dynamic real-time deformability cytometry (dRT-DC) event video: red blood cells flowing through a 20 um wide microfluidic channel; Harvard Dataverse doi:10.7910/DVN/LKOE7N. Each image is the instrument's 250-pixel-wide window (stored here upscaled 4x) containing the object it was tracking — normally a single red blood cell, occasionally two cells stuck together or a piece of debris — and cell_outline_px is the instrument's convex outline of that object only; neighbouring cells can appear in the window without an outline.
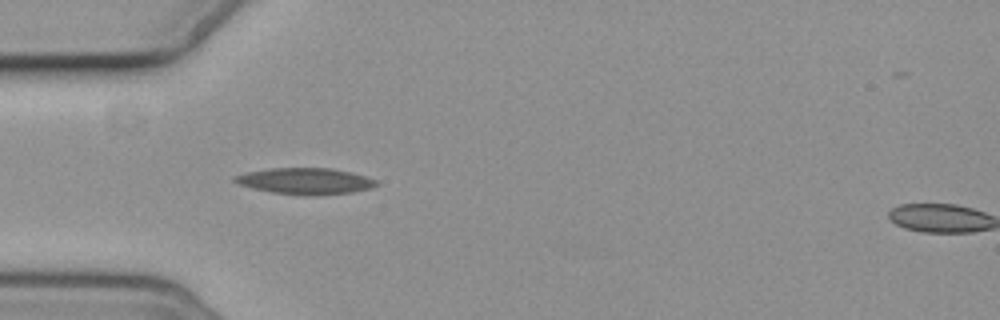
{"species": "common noctule bat (a hibernating species)", "species_latin": "Nyctalus noctula", "temperature_condition": "cold", "stored_images_in_passage": 5, "segment_of_instrument_passage": [1, 2], "camera_frame_rate_fps": 3000, "um_per_image_px": 0.085, "animal": {"sex": "female", "body_mass_g": 19.3, "forearm_length_mm": 54.1}, "frame": {"image": 1, "passage_image": 4, "time_ms": 5.0, "image_size_px": [1000, 320], "cell_outline_px": [[376, 184], [368, 188], [352, 192], [272, 192], [252, 188], [240, 184], [232, 180], [232, 176], [248, 172], [272, 168], [332, 168], [352, 172], [376, 180]], "centroid_in_image_um": [25.88, 15.33], "position_along_channel_um": 59.1, "area_um2": 20.29}}